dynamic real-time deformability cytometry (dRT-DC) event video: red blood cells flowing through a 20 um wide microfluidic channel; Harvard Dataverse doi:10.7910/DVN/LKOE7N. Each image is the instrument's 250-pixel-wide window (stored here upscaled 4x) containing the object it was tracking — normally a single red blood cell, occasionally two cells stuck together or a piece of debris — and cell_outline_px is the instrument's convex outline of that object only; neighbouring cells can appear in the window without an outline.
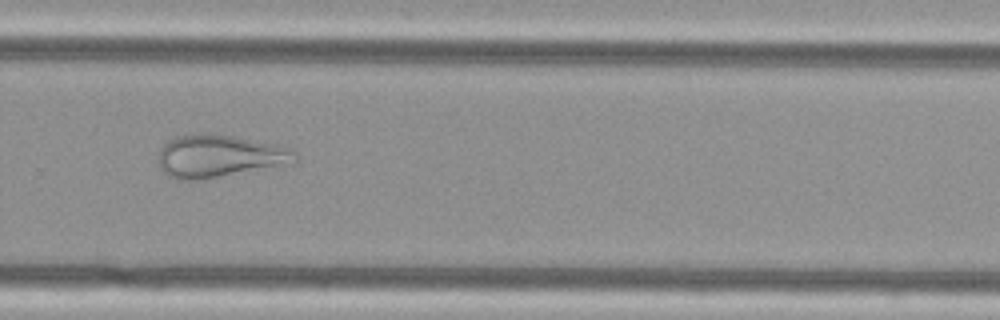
{"species": "Egyptian fruit bat (a non-hibernating species)", "species_latin": "Rousettus aegyptiacus", "temperature_condition": "cold", "stored_images_in_passage": 48, "camera_frame_rate_fps": 3000, "um_per_image_px": 0.085, "animal": {"sex": "female"}, "frame": {"image": 1, "passage_image": 31, "time_ms": 10.0, "image_size_px": [1000, 320], "cell_outline_px": [[300, 160], [292, 164], [196, 180], [176, 180], [168, 176], [160, 168], [156, 160], [164, 144], [168, 140], [176, 136], [200, 132], [212, 132], [276, 144], [288, 148], [296, 152], [300, 156]], "centroid_in_image_um": [18.64, 13.25], "position_along_channel_um": 311.2, "area_um2": 34.51}}
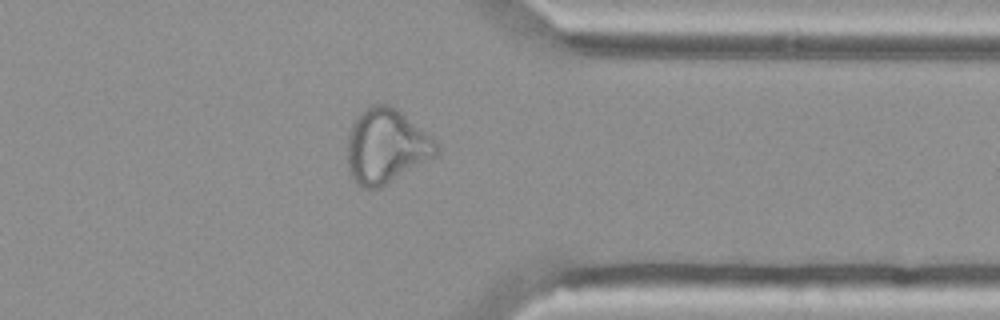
{"frame": {"image": 2, "passage_image": 37, "time_ms": 12.0, "image_size_px": [1000, 320], "cell_outline_px": [[440, 152], [436, 156], [384, 184], [376, 188], [364, 188], [356, 184], [352, 180], [348, 168], [348, 136], [352, 124], [356, 116], [360, 112], [372, 104], [388, 104], [396, 108], [424, 132], [440, 148]], "centroid_in_image_um": [32.78, 12.42], "position_along_channel_um": 378.6, "area_um2": 37.92}}
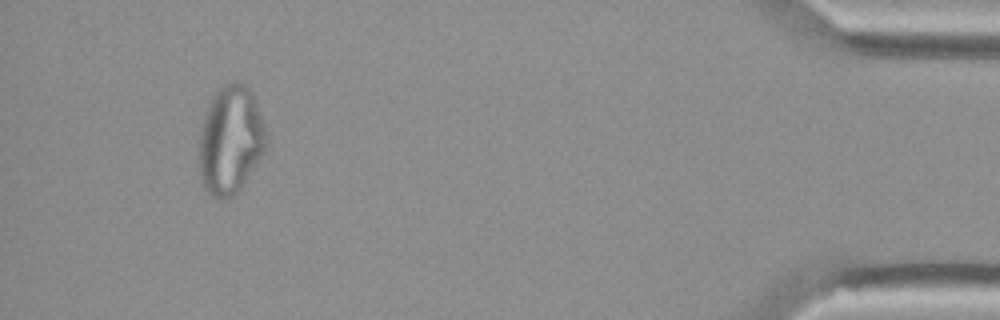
{"frame": {"image": 3, "passage_image": 45, "time_ms": 14.667, "image_size_px": [1000, 320], "cell_outline_px": [[264, 148], [260, 156], [240, 188], [236, 192], [224, 200], [220, 200], [212, 196], [204, 188], [200, 180], [200, 124], [208, 104], [216, 88], [232, 80], [240, 80], [252, 92], [260, 116], [264, 132]], "centroid_in_image_um": [19.52, 11.85], "position_along_channel_um": 415.7, "area_um2": 41.85}}